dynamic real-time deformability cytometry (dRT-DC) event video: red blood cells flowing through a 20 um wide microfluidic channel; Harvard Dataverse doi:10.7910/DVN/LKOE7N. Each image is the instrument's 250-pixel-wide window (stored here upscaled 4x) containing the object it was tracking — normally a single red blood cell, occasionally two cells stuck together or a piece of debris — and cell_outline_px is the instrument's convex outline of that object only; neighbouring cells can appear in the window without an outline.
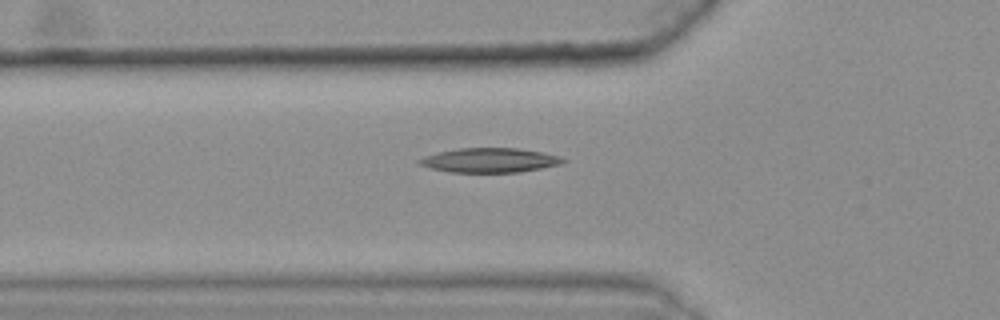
{"species": "common noctule bat (a hibernating species)", "species_latin": "Nyctalus noctula", "temperature_condition": "warm", "stored_images_in_passage": 38, "camera_frame_rate_fps": 3000, "um_per_image_px": 0.085, "animal": {"sex": "female", "body_mass_g": 25.1}, "frame": {"image": 1, "passage_image": 7, "time_ms": 2.0, "image_size_px": [1000, 320], "cell_outline_px": [[568, 160], [564, 164], [520, 172], [452, 172], [432, 168], [420, 164], [416, 160], [424, 156], [456, 148], [516, 148], [544, 152], [560, 156]], "centroid_in_image_um": [41.7, 13.61], "position_along_channel_um": 84.1, "area_um2": 20.52}}
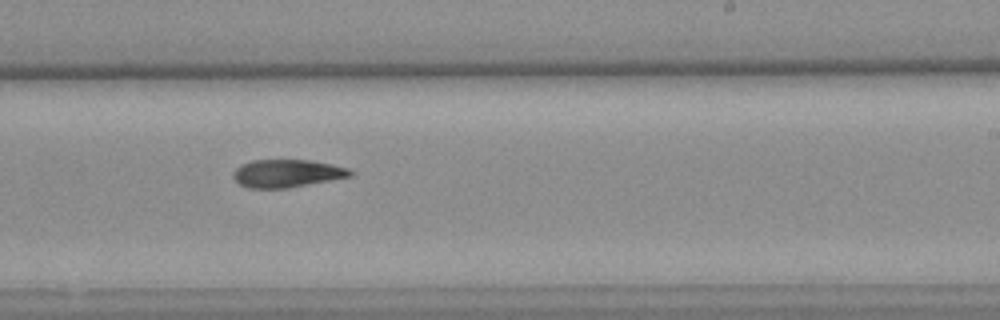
{"frame": {"image": 2, "passage_image": 22, "time_ms": 7.0, "image_size_px": [1000, 320], "cell_outline_px": [[356, 172], [352, 176], [288, 188], [248, 188], [240, 184], [232, 176], [232, 172], [240, 164], [252, 160], [308, 160], [332, 164], [348, 168]], "centroid_in_image_um": [24.39, 14.73], "position_along_channel_um": 264.6, "area_um2": 19.07}}
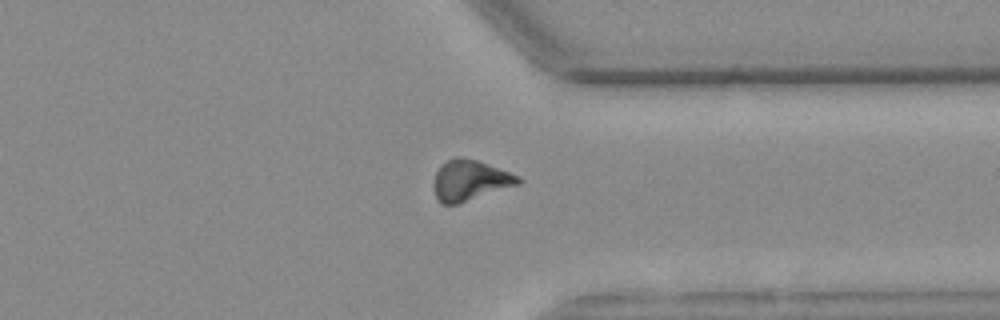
{"frame": {"image": 3, "passage_image": 31, "time_ms": 10.0, "image_size_px": [1000, 320], "cell_outline_px": [[524, 180], [520, 184], [460, 204], [440, 204], [436, 196], [432, 184], [436, 172], [448, 160], [456, 156], [460, 156], [476, 160], [520, 176]], "centroid_in_image_um": [39.96, 15.35], "position_along_channel_um": 371.4, "area_um2": 20.11}}